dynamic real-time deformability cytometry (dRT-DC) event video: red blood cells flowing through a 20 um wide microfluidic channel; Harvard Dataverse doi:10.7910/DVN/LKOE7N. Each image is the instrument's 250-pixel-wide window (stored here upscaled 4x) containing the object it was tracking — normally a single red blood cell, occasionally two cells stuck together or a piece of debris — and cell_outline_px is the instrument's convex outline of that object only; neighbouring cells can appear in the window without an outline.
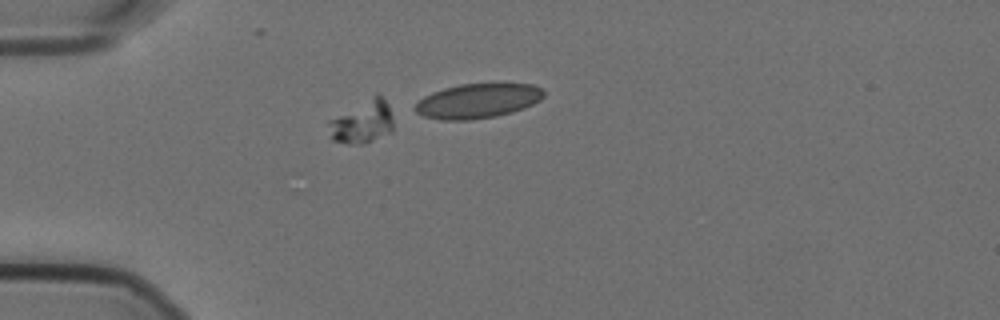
{"species": "Egyptian fruit bat (a non-hibernating species)", "species_latin": "Rousettus aegyptiacus", "temperature_condition": "cold", "stored_images_in_passage": 20, "camera_frame_rate_fps": 3000, "um_per_image_px": 0.085, "animal": {"sex": "female"}, "frame": {"image": 1, "passage_image": 15, "time_ms": 4.667, "image_size_px": [1000, 320], "cell_outline_px": [[392, 132], [364, 144], [348, 144], [332, 140], [328, 124], [328, 120], [376, 92], [380, 92], [388, 104], [392, 116]], "centroid_in_image_um": [30.81, 10.33], "position_along_channel_um": 54.2, "area_um2": 16.53}}